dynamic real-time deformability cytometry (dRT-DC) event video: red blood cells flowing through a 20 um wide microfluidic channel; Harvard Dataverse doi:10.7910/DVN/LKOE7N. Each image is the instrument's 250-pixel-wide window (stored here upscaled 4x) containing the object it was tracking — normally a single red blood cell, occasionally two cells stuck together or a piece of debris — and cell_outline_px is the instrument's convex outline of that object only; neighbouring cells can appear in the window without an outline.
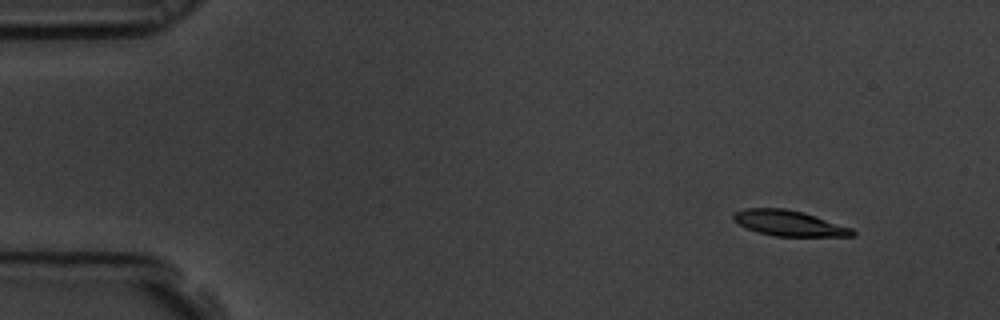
{"species": "common noctule bat (a hibernating species)", "species_latin": "Nyctalus noctula", "temperature_condition": "room temperature", "stored_images_in_passage": 4, "camera_frame_rate_fps": 3000, "um_per_image_px": 0.085, "animal": {"sex": "male", "body_mass_g": 19.5, "forearm_length_mm": 54.6}, "frame": {"image": 1, "passage_image": 2, "time_ms": 0.333, "image_size_px": [1000, 320], "cell_outline_px": [[856, 236], [776, 236], [760, 232], [748, 228], [740, 224], [732, 216], [732, 212], [744, 208], [784, 208], [804, 212], [852, 228], [856, 232]], "centroid_in_image_um": [67.09, 18.96], "position_along_channel_um": 17.9, "area_um2": 17.57}}
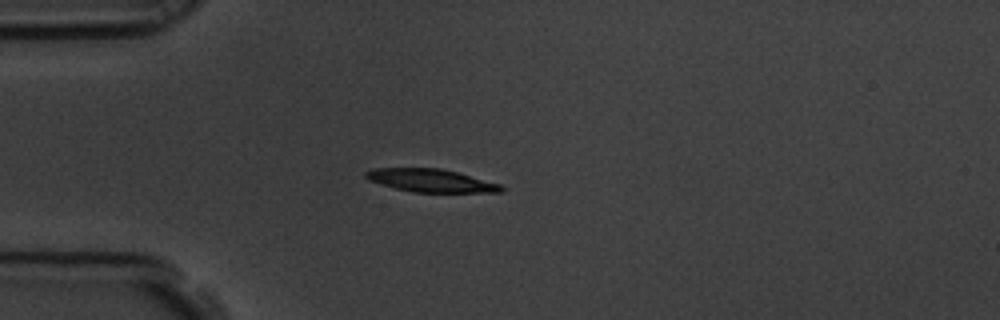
{"frame": {"image": 2, "passage_image": 4, "time_ms": 1.0, "image_size_px": [1000, 320], "cell_outline_px": [[504, 192], [412, 192], [380, 184], [368, 180], [364, 176], [364, 172], [372, 168], [440, 168], [456, 172], [500, 184], [504, 188]], "centroid_in_image_um": [36.58, 15.34], "position_along_channel_um": 48.4, "area_um2": 18.03}}